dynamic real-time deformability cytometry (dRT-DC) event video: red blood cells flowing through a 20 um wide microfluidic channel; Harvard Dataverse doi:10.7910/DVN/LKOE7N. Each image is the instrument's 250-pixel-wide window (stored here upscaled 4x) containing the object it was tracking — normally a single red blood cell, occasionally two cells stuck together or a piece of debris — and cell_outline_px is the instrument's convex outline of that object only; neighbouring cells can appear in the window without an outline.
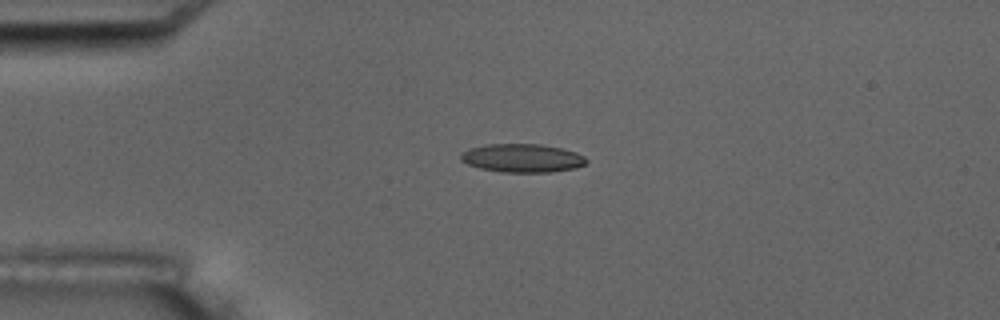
{"species": "common noctule bat (a hibernating species)", "species_latin": "Nyctalus noctula", "temperature_condition": "room temperature", "stored_images_in_passage": 4, "camera_frame_rate_fps": 3000, "um_per_image_px": 0.085, "animal": {"sex": "male", "body_mass_g": 17.5, "forearm_length_mm": 52.3}, "frame": {"image": 1, "passage_image": 3, "time_ms": 2.333, "image_size_px": [1000, 320], "cell_outline_px": [[588, 160], [584, 164], [576, 168], [552, 172], [500, 172], [480, 168], [468, 164], [460, 160], [460, 152], [468, 148], [488, 144], [540, 144], [560, 148], [576, 152], [584, 156]], "centroid_in_image_um": [44.37, 13.44], "position_along_channel_um": 40.6, "area_um2": 20.92}}